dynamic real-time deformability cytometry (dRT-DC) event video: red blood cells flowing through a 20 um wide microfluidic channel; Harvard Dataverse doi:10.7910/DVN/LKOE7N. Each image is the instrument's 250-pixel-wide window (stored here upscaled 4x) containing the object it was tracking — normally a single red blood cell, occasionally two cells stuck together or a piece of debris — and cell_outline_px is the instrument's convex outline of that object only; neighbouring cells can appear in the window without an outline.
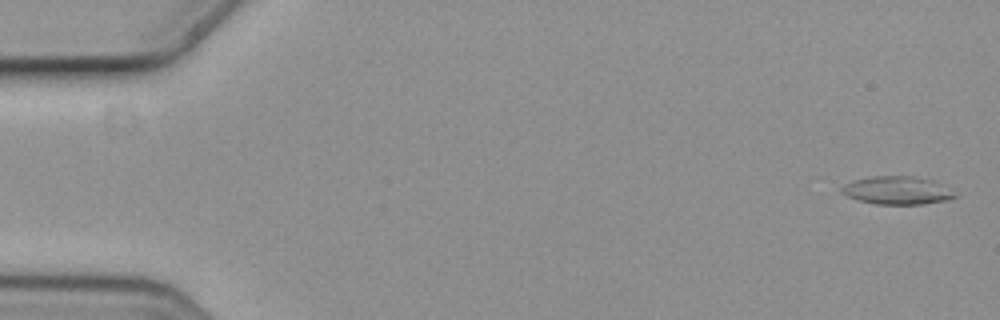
{"species": "common noctule bat (a hibernating species)", "species_latin": "Nyctalus noctula", "temperature_condition": "cold", "stored_images_in_passage": 5, "camera_frame_rate_fps": 3000, "um_per_image_px": 0.085, "animal": {"sex": "female", "body_mass_g": 19.3, "forearm_length_mm": 54.1}, "frame": {"image": 1, "passage_image": 1, "time_ms": 0.0, "image_size_px": [1000, 320], "cell_outline_px": [[960, 196], [948, 200], [924, 204], [876, 204], [860, 200], [848, 196], [840, 192], [840, 188], [844, 184], [852, 180], [872, 176], [912, 176], [928, 180]], "centroid_in_image_um": [76.18, 16.19], "position_along_channel_um": 8.8, "area_um2": 18.15}}
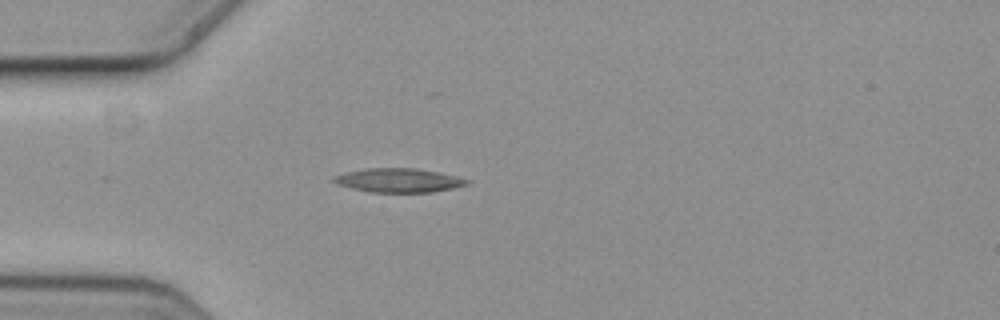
{"frame": {"image": 2, "passage_image": 5, "time_ms": 1.333, "image_size_px": [1000, 320], "cell_outline_px": [[468, 184], [452, 188], [432, 192], [368, 192], [336, 184], [332, 180], [336, 176], [344, 172], [368, 168], [416, 168], [456, 176], [468, 180]], "centroid_in_image_um": [33.84, 15.33], "position_along_channel_um": 51.2, "area_um2": 18.38}}